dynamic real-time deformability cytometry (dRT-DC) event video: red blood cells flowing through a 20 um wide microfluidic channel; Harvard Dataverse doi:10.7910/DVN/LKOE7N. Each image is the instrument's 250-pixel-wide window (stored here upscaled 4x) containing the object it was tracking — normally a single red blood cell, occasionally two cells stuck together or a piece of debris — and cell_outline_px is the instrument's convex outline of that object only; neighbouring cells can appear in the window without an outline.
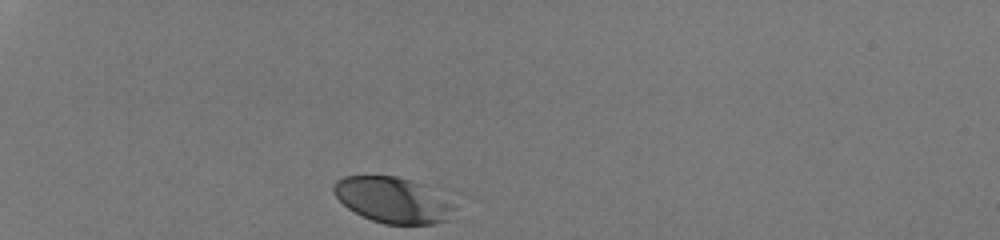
{"species": "human", "species_latin": "Homo sapiens", "temperature_condition": "room temperature", "stored_images_in_passage": 30, "camera_frame_rate_fps": 3000, "um_per_image_px": 0.085, "donor": {"sex": "male"}, "frame": {"image": 1, "passage_image": 1, "time_ms": 0.0, "image_size_px": [1000, 240], "cell_outline_px": [[456, 208], [448, 220], [432, 224], [384, 224], [372, 220], [348, 208], [332, 192], [332, 184], [336, 180], [344, 176], [396, 176], [412, 180], [424, 184], [456, 204]], "centroid_in_image_um": [33.41, 16.99], "position_along_channel_um": 51.6, "area_um2": 32.31}}
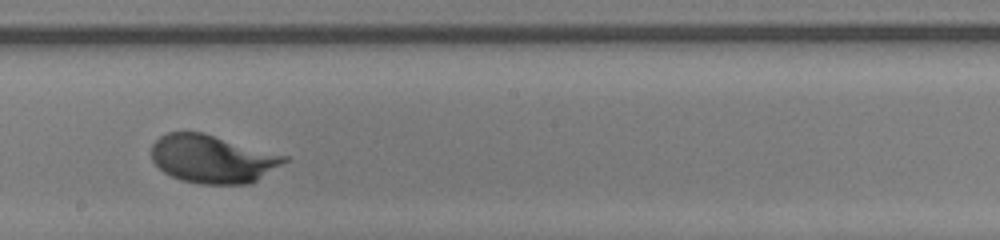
{"frame": {"image": 2, "passage_image": 18, "time_ms": 5.667, "image_size_px": [1000, 240], "cell_outline_px": [[288, 160], [256, 180], [248, 184], [200, 184], [180, 180], [164, 172], [152, 160], [152, 144], [160, 136], [168, 132], [204, 132], [288, 156]], "centroid_in_image_um": [18.04, 13.5], "position_along_channel_um": 230.2, "area_um2": 37.11}}
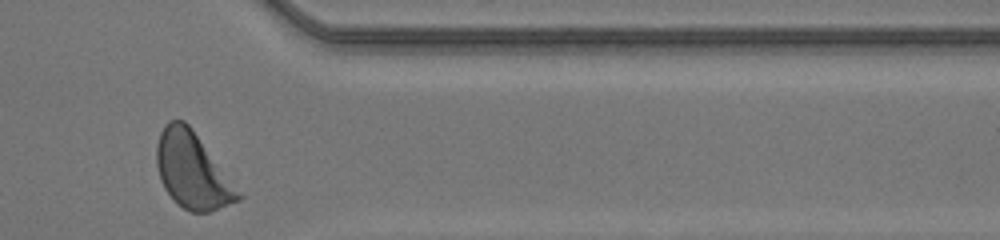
{"frame": {"image": 3, "passage_image": 30, "time_ms": 9.667, "image_size_px": [1000, 240], "cell_outline_px": [[244, 196], [240, 200], [208, 212], [192, 212], [176, 204], [172, 200], [164, 188], [160, 180], [156, 164], [156, 144], [160, 132], [164, 124], [168, 120], [184, 120], [192, 128]], "centroid_in_image_um": [16.32, 14.5], "position_along_channel_um": 395.1, "area_um2": 36.13}, "authors_computed_cell_mechanics": {"area_um2": 35.2291, "velocity_mm_per_s": 4.1681, "shape_relaxation_time_tau1_ms": 1.9838, "shape_relaxation_time_tau2_ms": null, "deformation_change_tau1": 0.1199, "deformation_change_tau2": null}}